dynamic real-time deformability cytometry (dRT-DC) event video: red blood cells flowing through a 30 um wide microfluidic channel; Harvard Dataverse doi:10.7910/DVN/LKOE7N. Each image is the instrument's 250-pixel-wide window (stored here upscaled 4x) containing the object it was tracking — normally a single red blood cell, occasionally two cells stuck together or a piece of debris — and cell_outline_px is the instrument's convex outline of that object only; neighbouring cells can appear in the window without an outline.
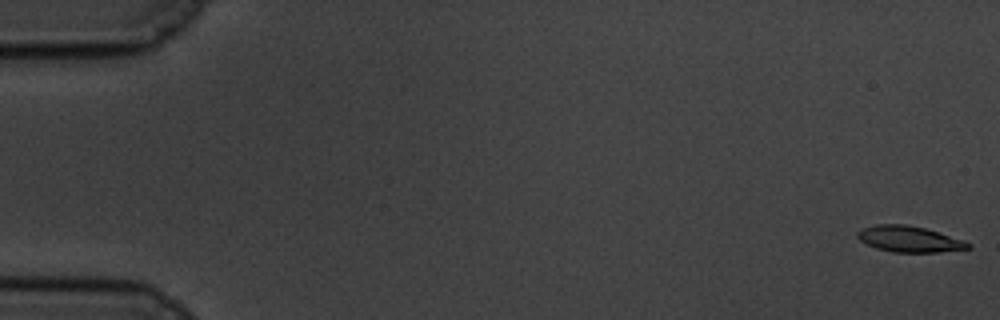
{"species": "common noctule bat (a hibernating species)", "species_latin": "Nyctalus noctula", "temperature_condition": "cold", "stored_images_in_passage": 59, "segment_of_instrument_passage": [1, 2], "camera_frame_rate_fps": 3000, "um_per_image_px": 0.085, "animal": {"sex": "male", "body_mass_g": 19.5, "forearm_length_mm": 54.6}, "frame": {"image": 1, "passage_image": 1, "time_ms": 0.0, "image_size_px": [1000, 320], "cell_outline_px": [[972, 248], [940, 252], [892, 252], [876, 248], [860, 240], [856, 236], [856, 232], [860, 228], [876, 224], [904, 224], [924, 228], [964, 240], [972, 244]], "centroid_in_image_um": [77.27, 20.32], "position_along_channel_um": 7.7, "area_um2": 16.82}}
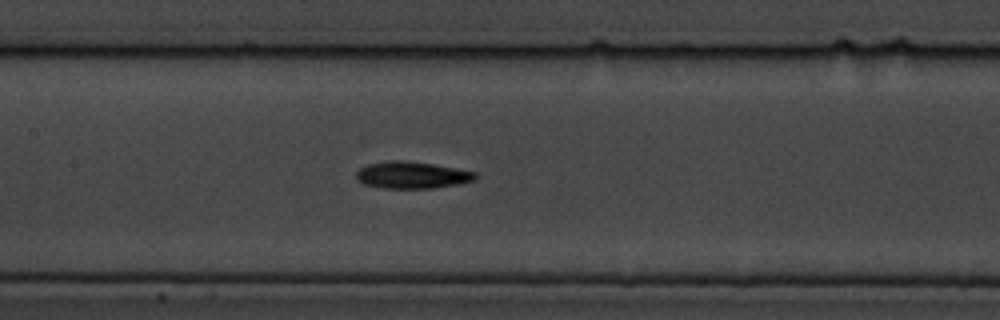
{"frame": {"image": 2, "passage_image": 28, "time_ms": 9.0, "image_size_px": [1000, 320], "cell_outline_px": [[476, 180], [456, 184], [432, 188], [380, 188], [364, 184], [356, 180], [356, 172], [360, 168], [368, 164], [388, 160], [404, 160], [432, 164], [476, 172]], "centroid_in_image_um": [34.96, 14.88], "position_along_channel_um": 172.4, "area_um2": 18.61}}
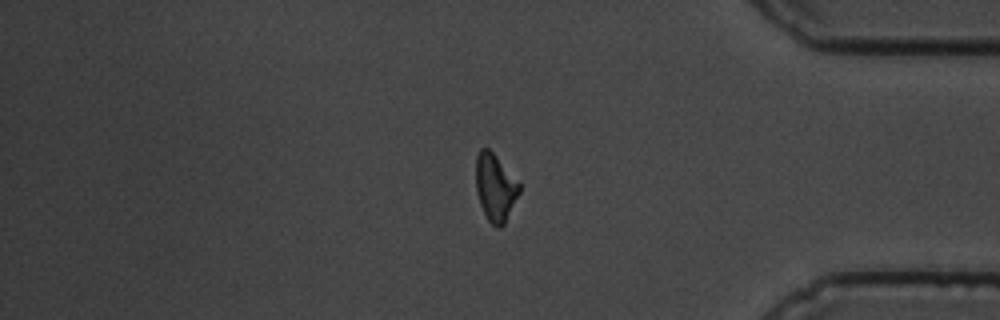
{"frame": {"image": 3, "passage_image": 49, "time_ms": 16.0, "image_size_px": [1000, 320], "cell_outline_px": [[520, 192], [504, 224], [500, 228], [496, 228], [488, 220], [480, 204], [476, 192], [476, 156], [480, 148], [488, 148], [492, 152], [520, 184]], "centroid_in_image_um": [42.08, 15.95], "position_along_channel_um": 393.1, "area_um2": 16.82}}